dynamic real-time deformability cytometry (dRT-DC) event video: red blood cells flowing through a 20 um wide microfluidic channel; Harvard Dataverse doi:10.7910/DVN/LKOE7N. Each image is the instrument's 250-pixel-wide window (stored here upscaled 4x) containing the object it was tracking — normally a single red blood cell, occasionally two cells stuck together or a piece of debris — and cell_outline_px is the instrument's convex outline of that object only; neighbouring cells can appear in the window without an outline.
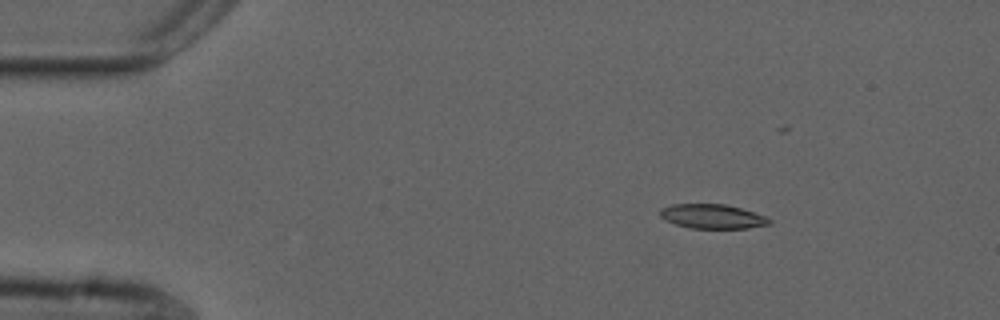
{"species": "common noctule bat (a hibernating species)", "species_latin": "Nyctalus noctula", "temperature_condition": "cold", "stored_images_in_passage": 44, "camera_frame_rate_fps": 3000, "um_per_image_px": 0.085, "animal": {"sex": "male", "forearm_length_mm": 52.5}, "frame": {"image": 1, "passage_image": 8, "time_ms": 2.333, "image_size_px": [1000, 320], "cell_outline_px": [[772, 224], [748, 228], [692, 228], [676, 224], [664, 220], [660, 216], [660, 208], [672, 204], [724, 204], [740, 208], [768, 216], [772, 220]], "centroid_in_image_um": [60.58, 18.39], "position_along_channel_um": 24.4, "area_um2": 15.61}}
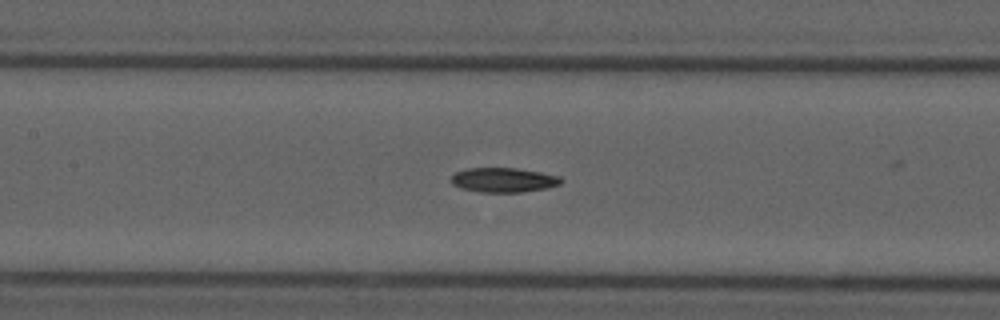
{"frame": {"image": 2, "passage_image": 25, "time_ms": 8.0, "image_size_px": [1000, 320], "cell_outline_px": [[564, 180], [560, 184], [548, 188], [520, 192], [480, 192], [460, 188], [452, 184], [452, 176], [456, 172], [468, 168], [516, 168], [540, 172], [560, 176]], "centroid_in_image_um": [42.82, 15.3], "position_along_channel_um": 164.6, "area_um2": 15.72}}
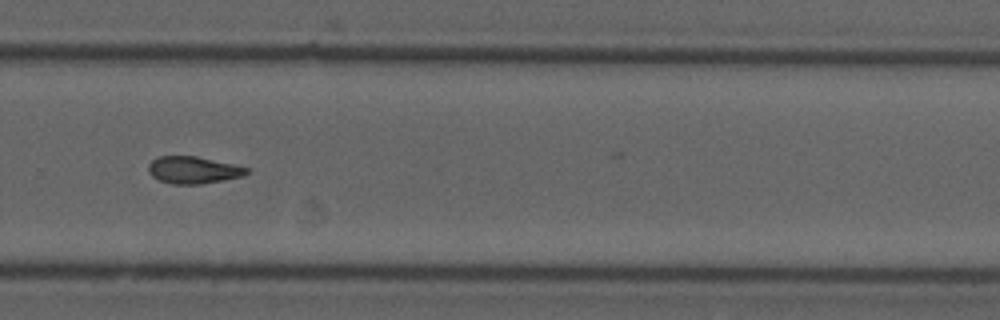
{"frame": {"image": 3, "passage_image": 37, "time_ms": 12.0, "image_size_px": [1000, 320], "cell_outline_px": [[248, 172], [240, 176], [224, 180], [200, 184], [172, 184], [160, 180], [152, 176], [148, 172], [148, 164], [156, 156], [196, 156], [232, 164], [248, 168]], "centroid_in_image_um": [16.37, 14.44], "position_along_channel_um": 313.4, "area_um2": 15.37}, "authors_computed_cell_mechanics": {"area_um2": 15.895, "velocity_mm_per_s": 3.7381, "shape_relaxation_time_tau1_ms": null, "shape_relaxation_time_tau2_ms": 9.0584, "deformation_change_tau1": null, "deformation_change_tau2": 0.1592}}